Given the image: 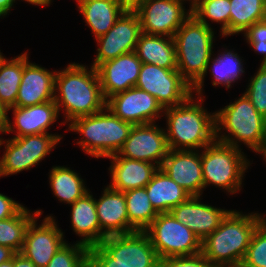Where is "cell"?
I'll list each match as a JSON object with an SVG mask.
<instances>
[{
	"label": "cell",
	"mask_w": 266,
	"mask_h": 267,
	"mask_svg": "<svg viewBox=\"0 0 266 267\" xmlns=\"http://www.w3.org/2000/svg\"><path fill=\"white\" fill-rule=\"evenodd\" d=\"M135 86L154 96L163 108L177 106L194 94L177 69L148 63H142Z\"/></svg>",
	"instance_id": "30bf717a"
},
{
	"label": "cell",
	"mask_w": 266,
	"mask_h": 267,
	"mask_svg": "<svg viewBox=\"0 0 266 267\" xmlns=\"http://www.w3.org/2000/svg\"><path fill=\"white\" fill-rule=\"evenodd\" d=\"M160 259L201 253V240L169 213H159L144 230Z\"/></svg>",
	"instance_id": "ba28073f"
},
{
	"label": "cell",
	"mask_w": 266,
	"mask_h": 267,
	"mask_svg": "<svg viewBox=\"0 0 266 267\" xmlns=\"http://www.w3.org/2000/svg\"><path fill=\"white\" fill-rule=\"evenodd\" d=\"M4 58V56L2 55L1 51H0V61Z\"/></svg>",
	"instance_id": "816d5d0a"
},
{
	"label": "cell",
	"mask_w": 266,
	"mask_h": 267,
	"mask_svg": "<svg viewBox=\"0 0 266 267\" xmlns=\"http://www.w3.org/2000/svg\"><path fill=\"white\" fill-rule=\"evenodd\" d=\"M96 211L101 231L106 236L129 234L137 230L129 223L124 192L107 186L96 200Z\"/></svg>",
	"instance_id": "7402d4cb"
},
{
	"label": "cell",
	"mask_w": 266,
	"mask_h": 267,
	"mask_svg": "<svg viewBox=\"0 0 266 267\" xmlns=\"http://www.w3.org/2000/svg\"><path fill=\"white\" fill-rule=\"evenodd\" d=\"M15 254L16 252L11 248L0 245V264L11 260Z\"/></svg>",
	"instance_id": "7bdbcfd3"
},
{
	"label": "cell",
	"mask_w": 266,
	"mask_h": 267,
	"mask_svg": "<svg viewBox=\"0 0 266 267\" xmlns=\"http://www.w3.org/2000/svg\"><path fill=\"white\" fill-rule=\"evenodd\" d=\"M184 1L146 0L141 3L134 11L140 18L142 32L174 37L176 31L192 15V4L190 9L185 11Z\"/></svg>",
	"instance_id": "7c38bea8"
},
{
	"label": "cell",
	"mask_w": 266,
	"mask_h": 267,
	"mask_svg": "<svg viewBox=\"0 0 266 267\" xmlns=\"http://www.w3.org/2000/svg\"><path fill=\"white\" fill-rule=\"evenodd\" d=\"M25 52V66L19 86L15 107H28L54 101L55 75L57 71H49L28 61Z\"/></svg>",
	"instance_id": "ffe728a7"
},
{
	"label": "cell",
	"mask_w": 266,
	"mask_h": 267,
	"mask_svg": "<svg viewBox=\"0 0 266 267\" xmlns=\"http://www.w3.org/2000/svg\"><path fill=\"white\" fill-rule=\"evenodd\" d=\"M24 206L0 193V220L15 216Z\"/></svg>",
	"instance_id": "60d3db41"
},
{
	"label": "cell",
	"mask_w": 266,
	"mask_h": 267,
	"mask_svg": "<svg viewBox=\"0 0 266 267\" xmlns=\"http://www.w3.org/2000/svg\"><path fill=\"white\" fill-rule=\"evenodd\" d=\"M199 150H169L161 169L191 196H201L204 181Z\"/></svg>",
	"instance_id": "ac0fdd59"
},
{
	"label": "cell",
	"mask_w": 266,
	"mask_h": 267,
	"mask_svg": "<svg viewBox=\"0 0 266 267\" xmlns=\"http://www.w3.org/2000/svg\"><path fill=\"white\" fill-rule=\"evenodd\" d=\"M70 205L72 229L83 238L77 242L88 248L98 245L106 235L100 229L93 195L89 191Z\"/></svg>",
	"instance_id": "cb8c5ba5"
},
{
	"label": "cell",
	"mask_w": 266,
	"mask_h": 267,
	"mask_svg": "<svg viewBox=\"0 0 266 267\" xmlns=\"http://www.w3.org/2000/svg\"><path fill=\"white\" fill-rule=\"evenodd\" d=\"M230 36L266 19L265 0H230Z\"/></svg>",
	"instance_id": "f1b7e54d"
},
{
	"label": "cell",
	"mask_w": 266,
	"mask_h": 267,
	"mask_svg": "<svg viewBox=\"0 0 266 267\" xmlns=\"http://www.w3.org/2000/svg\"><path fill=\"white\" fill-rule=\"evenodd\" d=\"M230 0H195L192 3V14L207 27L208 18L221 24L222 37L230 35Z\"/></svg>",
	"instance_id": "836d02e7"
},
{
	"label": "cell",
	"mask_w": 266,
	"mask_h": 267,
	"mask_svg": "<svg viewBox=\"0 0 266 267\" xmlns=\"http://www.w3.org/2000/svg\"><path fill=\"white\" fill-rule=\"evenodd\" d=\"M197 97L194 100L191 94L183 103L164 108L170 150H198L216 139L215 113L206 112L203 97Z\"/></svg>",
	"instance_id": "3957f363"
},
{
	"label": "cell",
	"mask_w": 266,
	"mask_h": 267,
	"mask_svg": "<svg viewBox=\"0 0 266 267\" xmlns=\"http://www.w3.org/2000/svg\"><path fill=\"white\" fill-rule=\"evenodd\" d=\"M214 31L200 22L193 14L174 34L176 45L177 71L192 87V92L202 95L204 77L208 73Z\"/></svg>",
	"instance_id": "277c9868"
},
{
	"label": "cell",
	"mask_w": 266,
	"mask_h": 267,
	"mask_svg": "<svg viewBox=\"0 0 266 267\" xmlns=\"http://www.w3.org/2000/svg\"><path fill=\"white\" fill-rule=\"evenodd\" d=\"M132 124L121 120L106 107L93 115L73 119L70 131L83 135L77 142L86 154L95 158L117 154L128 138Z\"/></svg>",
	"instance_id": "8992f818"
},
{
	"label": "cell",
	"mask_w": 266,
	"mask_h": 267,
	"mask_svg": "<svg viewBox=\"0 0 266 267\" xmlns=\"http://www.w3.org/2000/svg\"><path fill=\"white\" fill-rule=\"evenodd\" d=\"M88 69L83 64L70 63L66 69L56 72L54 102L58 111L64 107L66 123L106 107L96 68Z\"/></svg>",
	"instance_id": "6da1fadb"
},
{
	"label": "cell",
	"mask_w": 266,
	"mask_h": 267,
	"mask_svg": "<svg viewBox=\"0 0 266 267\" xmlns=\"http://www.w3.org/2000/svg\"><path fill=\"white\" fill-rule=\"evenodd\" d=\"M212 62V63H210ZM211 66V74L213 76L212 84L214 86H219V84L226 86L227 89L230 88L231 83L235 82L236 80L240 79L242 73H244V68L242 64V59L231 50H224V52H220L216 58H211L208 61V68L209 65Z\"/></svg>",
	"instance_id": "d6a6232c"
},
{
	"label": "cell",
	"mask_w": 266,
	"mask_h": 267,
	"mask_svg": "<svg viewBox=\"0 0 266 267\" xmlns=\"http://www.w3.org/2000/svg\"><path fill=\"white\" fill-rule=\"evenodd\" d=\"M13 110L14 122L8 118L4 133L15 131L14 137L48 133L49 126L56 122L59 115L58 107L54 101L28 107H9ZM13 124V125H12Z\"/></svg>",
	"instance_id": "44dd1931"
},
{
	"label": "cell",
	"mask_w": 266,
	"mask_h": 267,
	"mask_svg": "<svg viewBox=\"0 0 266 267\" xmlns=\"http://www.w3.org/2000/svg\"><path fill=\"white\" fill-rule=\"evenodd\" d=\"M61 139V135L49 133L13 137L7 141L0 138V146L6 144L0 160V177L29 170L42 161Z\"/></svg>",
	"instance_id": "9c48e42d"
},
{
	"label": "cell",
	"mask_w": 266,
	"mask_h": 267,
	"mask_svg": "<svg viewBox=\"0 0 266 267\" xmlns=\"http://www.w3.org/2000/svg\"><path fill=\"white\" fill-rule=\"evenodd\" d=\"M241 148L214 140L201 152L204 189L213 184L230 194L241 190L242 178L250 161Z\"/></svg>",
	"instance_id": "52a82bcc"
},
{
	"label": "cell",
	"mask_w": 266,
	"mask_h": 267,
	"mask_svg": "<svg viewBox=\"0 0 266 267\" xmlns=\"http://www.w3.org/2000/svg\"><path fill=\"white\" fill-rule=\"evenodd\" d=\"M242 264L246 267H266V219L253 233Z\"/></svg>",
	"instance_id": "d590c367"
},
{
	"label": "cell",
	"mask_w": 266,
	"mask_h": 267,
	"mask_svg": "<svg viewBox=\"0 0 266 267\" xmlns=\"http://www.w3.org/2000/svg\"><path fill=\"white\" fill-rule=\"evenodd\" d=\"M25 66V53L11 60L0 61V102L8 109L16 104Z\"/></svg>",
	"instance_id": "4dcf8cb0"
},
{
	"label": "cell",
	"mask_w": 266,
	"mask_h": 267,
	"mask_svg": "<svg viewBox=\"0 0 266 267\" xmlns=\"http://www.w3.org/2000/svg\"><path fill=\"white\" fill-rule=\"evenodd\" d=\"M159 267H215L202 253L191 256H176L160 259Z\"/></svg>",
	"instance_id": "f35d334b"
},
{
	"label": "cell",
	"mask_w": 266,
	"mask_h": 267,
	"mask_svg": "<svg viewBox=\"0 0 266 267\" xmlns=\"http://www.w3.org/2000/svg\"><path fill=\"white\" fill-rule=\"evenodd\" d=\"M135 53L142 63L157 65L164 69H177L176 45L173 37L142 33Z\"/></svg>",
	"instance_id": "4316f807"
},
{
	"label": "cell",
	"mask_w": 266,
	"mask_h": 267,
	"mask_svg": "<svg viewBox=\"0 0 266 267\" xmlns=\"http://www.w3.org/2000/svg\"><path fill=\"white\" fill-rule=\"evenodd\" d=\"M88 267H125L115 263L99 245L88 248Z\"/></svg>",
	"instance_id": "ab89813d"
},
{
	"label": "cell",
	"mask_w": 266,
	"mask_h": 267,
	"mask_svg": "<svg viewBox=\"0 0 266 267\" xmlns=\"http://www.w3.org/2000/svg\"><path fill=\"white\" fill-rule=\"evenodd\" d=\"M119 1L127 10H135L141 3L145 2L146 0H119Z\"/></svg>",
	"instance_id": "bcb514c9"
},
{
	"label": "cell",
	"mask_w": 266,
	"mask_h": 267,
	"mask_svg": "<svg viewBox=\"0 0 266 267\" xmlns=\"http://www.w3.org/2000/svg\"><path fill=\"white\" fill-rule=\"evenodd\" d=\"M261 155L264 156L263 158H265L266 162V142H265L264 152Z\"/></svg>",
	"instance_id": "681fc988"
},
{
	"label": "cell",
	"mask_w": 266,
	"mask_h": 267,
	"mask_svg": "<svg viewBox=\"0 0 266 267\" xmlns=\"http://www.w3.org/2000/svg\"><path fill=\"white\" fill-rule=\"evenodd\" d=\"M8 109L0 102V132L4 134L7 121H8V115H7Z\"/></svg>",
	"instance_id": "ee69618b"
},
{
	"label": "cell",
	"mask_w": 266,
	"mask_h": 267,
	"mask_svg": "<svg viewBox=\"0 0 266 267\" xmlns=\"http://www.w3.org/2000/svg\"><path fill=\"white\" fill-rule=\"evenodd\" d=\"M165 132L155 122L133 125L118 154L125 158L150 162L160 168L170 150Z\"/></svg>",
	"instance_id": "5bb4252c"
},
{
	"label": "cell",
	"mask_w": 266,
	"mask_h": 267,
	"mask_svg": "<svg viewBox=\"0 0 266 267\" xmlns=\"http://www.w3.org/2000/svg\"><path fill=\"white\" fill-rule=\"evenodd\" d=\"M129 223L137 230L144 231L158 216L148 198L145 187L124 192Z\"/></svg>",
	"instance_id": "1f68e13d"
},
{
	"label": "cell",
	"mask_w": 266,
	"mask_h": 267,
	"mask_svg": "<svg viewBox=\"0 0 266 267\" xmlns=\"http://www.w3.org/2000/svg\"><path fill=\"white\" fill-rule=\"evenodd\" d=\"M0 267H13V258L0 264Z\"/></svg>",
	"instance_id": "c3c4849f"
},
{
	"label": "cell",
	"mask_w": 266,
	"mask_h": 267,
	"mask_svg": "<svg viewBox=\"0 0 266 267\" xmlns=\"http://www.w3.org/2000/svg\"><path fill=\"white\" fill-rule=\"evenodd\" d=\"M244 37L256 53L264 55L261 64H266V19L249 27Z\"/></svg>",
	"instance_id": "74e56055"
},
{
	"label": "cell",
	"mask_w": 266,
	"mask_h": 267,
	"mask_svg": "<svg viewBox=\"0 0 266 267\" xmlns=\"http://www.w3.org/2000/svg\"><path fill=\"white\" fill-rule=\"evenodd\" d=\"M142 33L138 14L126 10L105 35L95 39L99 47L92 66L96 68L107 60L135 51Z\"/></svg>",
	"instance_id": "4fadbf2b"
},
{
	"label": "cell",
	"mask_w": 266,
	"mask_h": 267,
	"mask_svg": "<svg viewBox=\"0 0 266 267\" xmlns=\"http://www.w3.org/2000/svg\"><path fill=\"white\" fill-rule=\"evenodd\" d=\"M244 92L258 113L266 118V64H261Z\"/></svg>",
	"instance_id": "8d00e7d4"
},
{
	"label": "cell",
	"mask_w": 266,
	"mask_h": 267,
	"mask_svg": "<svg viewBox=\"0 0 266 267\" xmlns=\"http://www.w3.org/2000/svg\"><path fill=\"white\" fill-rule=\"evenodd\" d=\"M231 267H246L245 265H243L242 263H239V264H236L234 266H231Z\"/></svg>",
	"instance_id": "f907efd6"
},
{
	"label": "cell",
	"mask_w": 266,
	"mask_h": 267,
	"mask_svg": "<svg viewBox=\"0 0 266 267\" xmlns=\"http://www.w3.org/2000/svg\"><path fill=\"white\" fill-rule=\"evenodd\" d=\"M145 189L153 208L158 214L169 213L172 208L185 202L191 196L161 168H158L153 174Z\"/></svg>",
	"instance_id": "484cf974"
},
{
	"label": "cell",
	"mask_w": 266,
	"mask_h": 267,
	"mask_svg": "<svg viewBox=\"0 0 266 267\" xmlns=\"http://www.w3.org/2000/svg\"><path fill=\"white\" fill-rule=\"evenodd\" d=\"M98 245L120 266L159 267L160 258L144 231L106 236Z\"/></svg>",
	"instance_id": "8fae6325"
},
{
	"label": "cell",
	"mask_w": 266,
	"mask_h": 267,
	"mask_svg": "<svg viewBox=\"0 0 266 267\" xmlns=\"http://www.w3.org/2000/svg\"><path fill=\"white\" fill-rule=\"evenodd\" d=\"M214 113L216 140L236 148H239L237 143L243 142L253 152L259 154L264 152L266 118L257 112L245 94ZM222 128L228 135H220Z\"/></svg>",
	"instance_id": "5b68a950"
},
{
	"label": "cell",
	"mask_w": 266,
	"mask_h": 267,
	"mask_svg": "<svg viewBox=\"0 0 266 267\" xmlns=\"http://www.w3.org/2000/svg\"><path fill=\"white\" fill-rule=\"evenodd\" d=\"M106 108L132 125L154 123L164 112L154 96L136 86L109 97Z\"/></svg>",
	"instance_id": "9a60e30c"
},
{
	"label": "cell",
	"mask_w": 266,
	"mask_h": 267,
	"mask_svg": "<svg viewBox=\"0 0 266 267\" xmlns=\"http://www.w3.org/2000/svg\"><path fill=\"white\" fill-rule=\"evenodd\" d=\"M108 158L111 160L109 170L112 178L109 187L121 192L145 187L158 170L155 164L125 158L118 153Z\"/></svg>",
	"instance_id": "603a6c76"
},
{
	"label": "cell",
	"mask_w": 266,
	"mask_h": 267,
	"mask_svg": "<svg viewBox=\"0 0 266 267\" xmlns=\"http://www.w3.org/2000/svg\"><path fill=\"white\" fill-rule=\"evenodd\" d=\"M41 214V210L30 213L24 206L15 216L0 220V245L20 253L29 224L35 217Z\"/></svg>",
	"instance_id": "f546056e"
},
{
	"label": "cell",
	"mask_w": 266,
	"mask_h": 267,
	"mask_svg": "<svg viewBox=\"0 0 266 267\" xmlns=\"http://www.w3.org/2000/svg\"><path fill=\"white\" fill-rule=\"evenodd\" d=\"M231 210L219 227L203 241L201 253L215 267L242 263L256 228L266 219L259 213Z\"/></svg>",
	"instance_id": "7a4b0ae2"
},
{
	"label": "cell",
	"mask_w": 266,
	"mask_h": 267,
	"mask_svg": "<svg viewBox=\"0 0 266 267\" xmlns=\"http://www.w3.org/2000/svg\"><path fill=\"white\" fill-rule=\"evenodd\" d=\"M78 9L96 39L105 35L127 10L119 0H81Z\"/></svg>",
	"instance_id": "d4e9b609"
},
{
	"label": "cell",
	"mask_w": 266,
	"mask_h": 267,
	"mask_svg": "<svg viewBox=\"0 0 266 267\" xmlns=\"http://www.w3.org/2000/svg\"><path fill=\"white\" fill-rule=\"evenodd\" d=\"M38 217L29 224L20 253L36 267H46L66 241L52 216L45 217L39 226L36 220Z\"/></svg>",
	"instance_id": "2e32d148"
},
{
	"label": "cell",
	"mask_w": 266,
	"mask_h": 267,
	"mask_svg": "<svg viewBox=\"0 0 266 267\" xmlns=\"http://www.w3.org/2000/svg\"><path fill=\"white\" fill-rule=\"evenodd\" d=\"M46 267H88V247L79 242L71 246L65 243Z\"/></svg>",
	"instance_id": "e575fe53"
},
{
	"label": "cell",
	"mask_w": 266,
	"mask_h": 267,
	"mask_svg": "<svg viewBox=\"0 0 266 267\" xmlns=\"http://www.w3.org/2000/svg\"><path fill=\"white\" fill-rule=\"evenodd\" d=\"M49 183L59 201L69 205L89 192L84 180L74 170L64 166L52 167Z\"/></svg>",
	"instance_id": "83f0119b"
},
{
	"label": "cell",
	"mask_w": 266,
	"mask_h": 267,
	"mask_svg": "<svg viewBox=\"0 0 266 267\" xmlns=\"http://www.w3.org/2000/svg\"><path fill=\"white\" fill-rule=\"evenodd\" d=\"M142 62L135 51L107 60L96 67L102 94L109 97L136 85Z\"/></svg>",
	"instance_id": "e0dca14e"
},
{
	"label": "cell",
	"mask_w": 266,
	"mask_h": 267,
	"mask_svg": "<svg viewBox=\"0 0 266 267\" xmlns=\"http://www.w3.org/2000/svg\"><path fill=\"white\" fill-rule=\"evenodd\" d=\"M16 0H0V17L6 16Z\"/></svg>",
	"instance_id": "f6af8a7d"
},
{
	"label": "cell",
	"mask_w": 266,
	"mask_h": 267,
	"mask_svg": "<svg viewBox=\"0 0 266 267\" xmlns=\"http://www.w3.org/2000/svg\"><path fill=\"white\" fill-rule=\"evenodd\" d=\"M200 200V196H190L185 202L172 208L170 213L203 241L219 227L231 210L206 205Z\"/></svg>",
	"instance_id": "d6986e66"
},
{
	"label": "cell",
	"mask_w": 266,
	"mask_h": 267,
	"mask_svg": "<svg viewBox=\"0 0 266 267\" xmlns=\"http://www.w3.org/2000/svg\"><path fill=\"white\" fill-rule=\"evenodd\" d=\"M13 267H36L29 259L25 258L21 253L13 256Z\"/></svg>",
	"instance_id": "b9f144b4"
},
{
	"label": "cell",
	"mask_w": 266,
	"mask_h": 267,
	"mask_svg": "<svg viewBox=\"0 0 266 267\" xmlns=\"http://www.w3.org/2000/svg\"><path fill=\"white\" fill-rule=\"evenodd\" d=\"M25 2H28L29 4L32 5H37V6H45L49 5L51 3V0H24Z\"/></svg>",
	"instance_id": "7dc6e473"
}]
</instances>
